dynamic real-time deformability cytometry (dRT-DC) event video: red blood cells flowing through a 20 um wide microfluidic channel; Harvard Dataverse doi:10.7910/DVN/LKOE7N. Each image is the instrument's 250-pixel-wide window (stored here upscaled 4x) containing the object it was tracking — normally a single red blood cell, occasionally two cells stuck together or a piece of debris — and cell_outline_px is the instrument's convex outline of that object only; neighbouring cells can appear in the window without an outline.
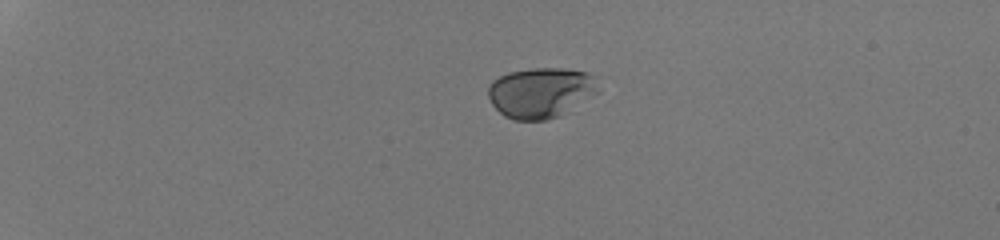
{"species": "human", "species_latin": "Homo sapiens", "temperature_condition": "room temperature", "stored_images_in_passage": 40, "camera_frame_rate_fps": 3000, "um_per_image_px": 0.085, "donor": {"sex": "male"}, "frame": {"image": 1, "passage_image": 1, "time_ms": 0.0, "image_size_px": [1000, 240], "cell_outline_px": [[600, 92], [568, 112], [560, 116], [548, 120], [512, 120], [504, 116], [492, 104], [488, 96], [488, 84], [492, 80], [508, 72], [532, 68], [564, 68], [588, 72], [592, 76]], "centroid_in_image_um": [45.96, 7.88], "position_along_channel_um": 39.0, "area_um2": 32.71}}
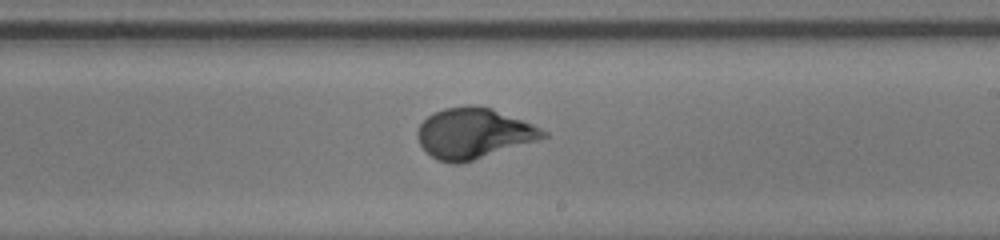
{"frame": {"image": 2, "passage_image": 23, "time_ms": 7.333, "image_size_px": [1000, 240], "cell_outline_px": [[548, 136], [536, 140], [460, 164], [452, 164], [436, 160], [420, 144], [416, 136], [416, 132], [420, 124], [428, 116], [444, 108], [468, 104], [476, 104], [492, 108], [532, 124], [548, 132]], "centroid_in_image_um": [40.22, 11.32], "position_along_channel_um": 248.8, "area_um2": 36.7}}
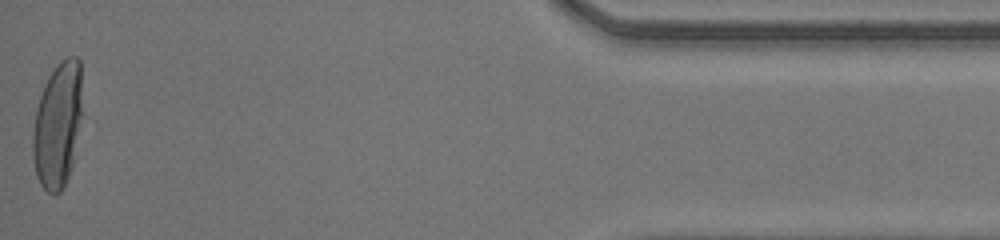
{"frame": {"image": 3, "passage_image": 40, "time_ms": 13.0, "image_size_px": [1000, 240], "cell_outline_px": [[80, 116], [72, 164], [68, 176], [60, 192], [56, 196], [52, 196], [40, 184], [36, 176], [32, 156], [32, 132], [36, 108], [44, 84], [48, 76], [56, 64], [60, 60], [68, 56], [76, 56], [80, 60]], "centroid_in_image_um": [4.85, 10.63], "position_along_channel_um": 430.4, "area_um2": 35.95}, "authors_computed_cell_mechanics": {"area_um2": 34.391, "velocity_mm_per_s": 4.2378, "shape_relaxation_time_tau1_ms": 5.4059, "shape_relaxation_time_tau2_ms": null, "deformation_change_tau1": 0.2132, "deformation_change_tau2": null}}